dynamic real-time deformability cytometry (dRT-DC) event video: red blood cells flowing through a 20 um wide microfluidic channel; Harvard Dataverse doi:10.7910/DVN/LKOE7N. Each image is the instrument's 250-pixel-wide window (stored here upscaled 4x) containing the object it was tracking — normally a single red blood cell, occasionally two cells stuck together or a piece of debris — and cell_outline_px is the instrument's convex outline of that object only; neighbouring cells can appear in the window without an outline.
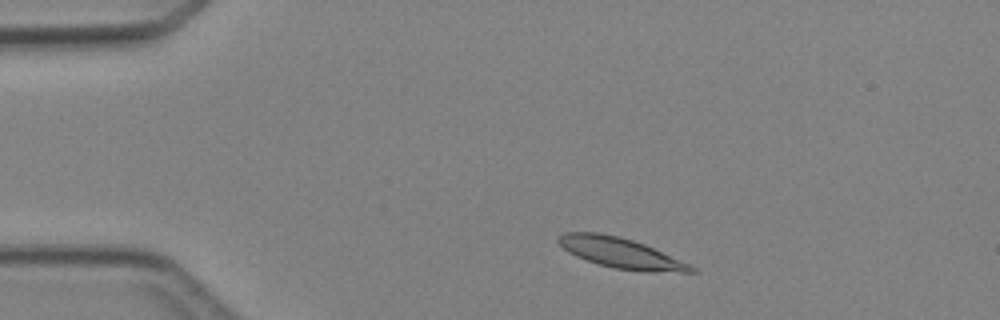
{"species": "Egyptian fruit bat (a non-hibernating species)", "species_latin": "Rousettus aegyptiacus", "temperature_condition": "cold", "stored_images_in_passage": 3, "camera_frame_rate_fps": 3000, "um_per_image_px": 0.085, "animal": {"sex": "female"}, "frame": {"image": 1, "passage_image": 1, "time_ms": 0.0, "image_size_px": [1000, 320], "cell_outline_px": [[700, 272], [644, 272], [612, 268], [576, 256], [568, 252], [556, 240], [556, 236], [564, 232], [600, 232], [620, 236], [644, 244], [688, 264], [696, 268]], "centroid_in_image_um": [52.73, 21.5], "position_along_channel_um": 32.3, "area_um2": 23.41}}
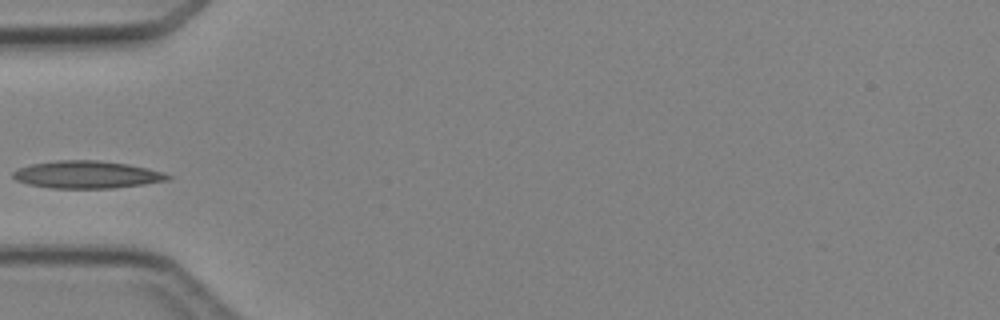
{"frame": {"image": 2, "passage_image": 3, "time_ms": 2.333, "image_size_px": [1000, 320], "cell_outline_px": [[172, 176], [168, 180], [144, 184], [112, 188], [52, 188], [28, 184], [16, 180], [12, 176], [12, 172], [20, 168], [32, 164], [56, 160], [100, 160], [128, 164], [148, 168], [164, 172]], "centroid_in_image_um": [7.4, 14.84], "position_along_channel_um": 77.6, "area_um2": 24.74}}